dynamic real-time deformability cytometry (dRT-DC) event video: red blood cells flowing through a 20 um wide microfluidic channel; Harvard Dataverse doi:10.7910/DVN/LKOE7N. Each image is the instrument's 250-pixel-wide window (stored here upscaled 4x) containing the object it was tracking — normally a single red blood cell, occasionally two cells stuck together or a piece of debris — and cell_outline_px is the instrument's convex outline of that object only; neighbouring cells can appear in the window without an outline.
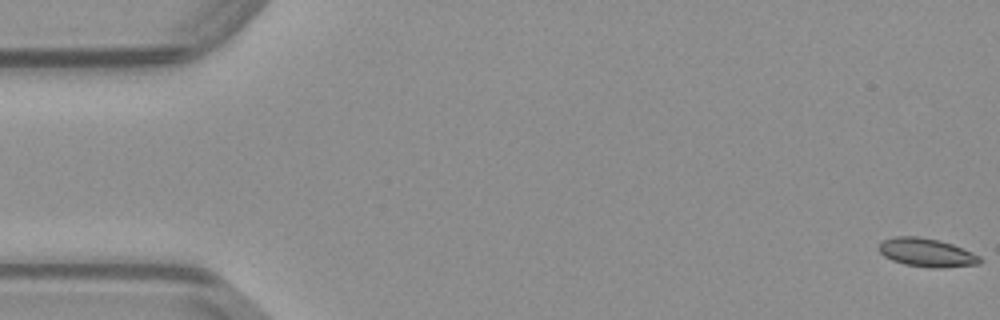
{"species": "common noctule bat (a hibernating species)", "species_latin": "Nyctalus noctula", "temperature_condition": "warm", "stored_images_in_passage": 50, "camera_frame_rate_fps": 3000, "um_per_image_px": 0.085, "animal": {"sex": "male", "body_mass_g": 23.1, "forearm_length_mm": 52.7}, "frame": {"image": 1, "passage_image": 1, "time_ms": 0.0, "image_size_px": [1000, 320], "cell_outline_px": [[980, 264], [940, 268], [932, 268], [904, 264], [892, 260], [884, 256], [876, 248], [884, 240], [892, 236], [916, 236], [940, 240], [952, 244], [972, 252], [980, 256]], "centroid_in_image_um": [78.74, 21.46], "position_along_channel_um": 6.3, "area_um2": 16.82}}
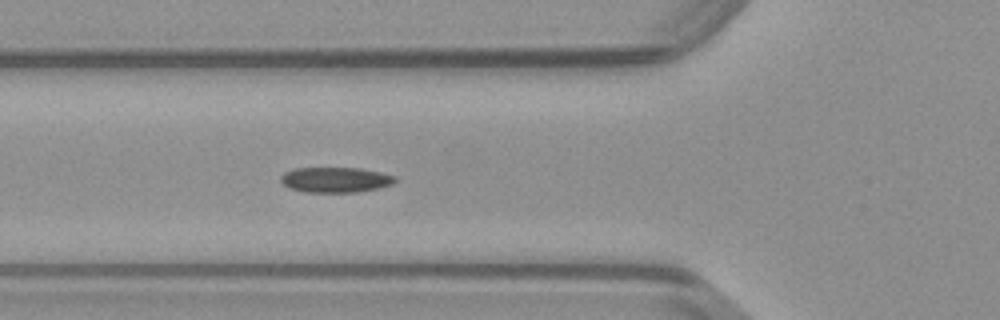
{"frame": {"image": 2, "passage_image": 18, "time_ms": 5.667, "image_size_px": [1000, 320], "cell_outline_px": [[396, 180], [392, 184], [380, 188], [356, 192], [304, 192], [288, 188], [280, 180], [280, 176], [284, 172], [292, 168], [360, 168], [380, 172], [396, 176]], "centroid_in_image_um": [28.49, 15.28], "position_along_channel_um": 97.3, "area_um2": 16.99}}
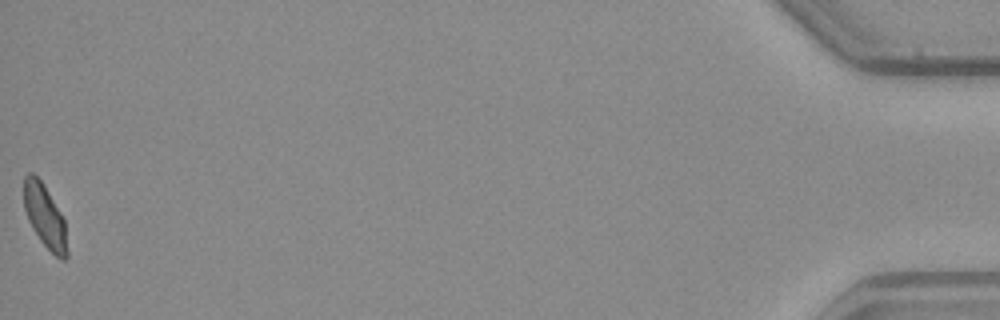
{"frame": {"image": 3, "passage_image": 50, "time_ms": 16.333, "image_size_px": [1000, 320], "cell_outline_px": [[68, 256], [64, 260], [60, 260], [40, 240], [32, 228], [28, 220], [24, 208], [24, 176], [28, 172], [32, 172], [44, 184], [60, 212], [64, 220], [68, 252]], "centroid_in_image_um": [3.81, 18.38], "position_along_channel_um": 431.4, "area_um2": 15.9}}